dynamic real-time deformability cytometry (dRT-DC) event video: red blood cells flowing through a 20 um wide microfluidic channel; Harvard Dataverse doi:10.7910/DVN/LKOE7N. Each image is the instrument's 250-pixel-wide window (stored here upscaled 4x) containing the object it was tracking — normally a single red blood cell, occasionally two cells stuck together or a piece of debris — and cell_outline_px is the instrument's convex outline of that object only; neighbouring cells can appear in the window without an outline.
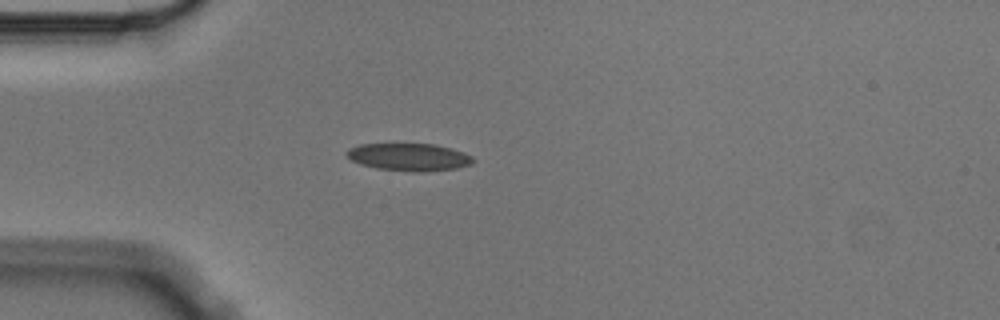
{"species": "Egyptian fruit bat (a non-hibernating species)", "species_latin": "Rousettus aegyptiacus", "temperature_condition": "cold", "stored_images_in_passage": 6, "camera_frame_rate_fps": 3000, "um_per_image_px": 0.085, "animal": {"sex": "male"}, "frame": {"image": 1, "passage_image": 2, "time_ms": 0.333, "image_size_px": [1000, 320], "cell_outline_px": [[476, 160], [472, 164], [456, 168], [424, 172], [412, 172], [376, 168], [360, 164], [352, 160], [344, 152], [348, 148], [360, 144], [436, 144], [452, 148], [464, 152], [472, 156]], "centroid_in_image_um": [34.79, 13.35], "position_along_channel_um": 50.2, "area_um2": 20.46}}
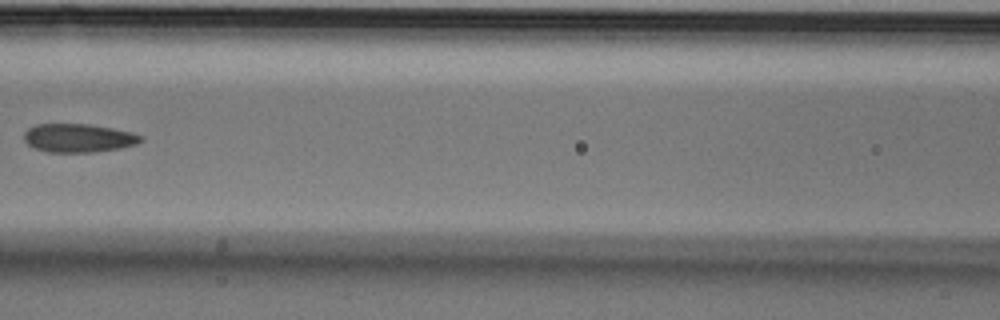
{"frame": {"image": 2, "passage_image": 5, "time_ms": 1.333, "image_size_px": [1000, 320], "cell_outline_px": [[144, 140], [136, 144], [120, 148], [92, 152], [48, 152], [36, 148], [28, 144], [24, 140], [24, 132], [28, 128], [36, 124], [88, 124], [112, 128], [132, 132], [144, 136]], "centroid_in_image_um": [6.69, 11.72], "position_along_channel_um": 159.9, "area_um2": 19.42}}
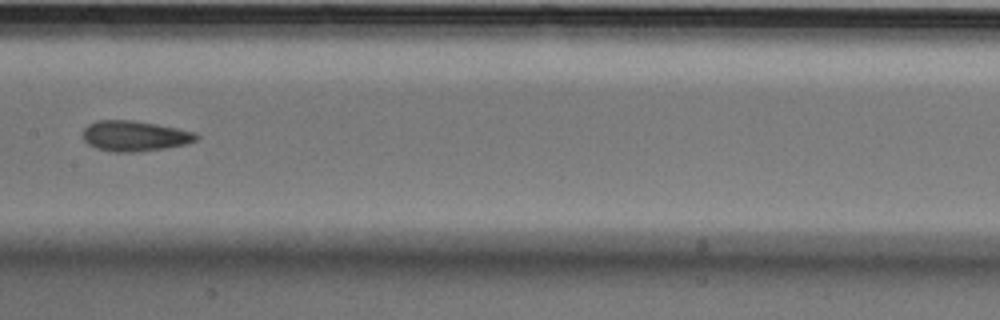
{"frame": {"image": 3, "passage_image": 6, "time_ms": 1.667, "image_size_px": [1000, 320], "cell_outline_px": [[200, 136], [196, 140], [188, 144], [140, 152], [112, 152], [96, 148], [88, 144], [80, 136], [84, 128], [88, 124], [96, 120], [132, 120], [156, 124], [196, 132]], "centroid_in_image_um": [11.42, 11.56], "position_along_channel_um": 196.0, "area_um2": 20.4}}